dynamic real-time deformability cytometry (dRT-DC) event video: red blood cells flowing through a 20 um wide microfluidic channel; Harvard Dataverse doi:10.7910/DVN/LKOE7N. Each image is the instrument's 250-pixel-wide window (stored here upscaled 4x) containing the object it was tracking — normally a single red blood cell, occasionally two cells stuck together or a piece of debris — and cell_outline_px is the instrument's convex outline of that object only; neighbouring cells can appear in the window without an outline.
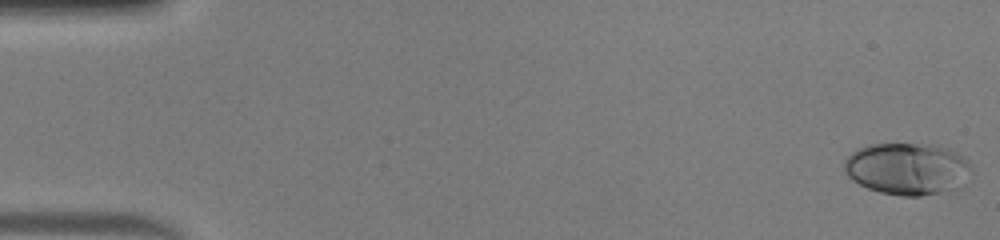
{"species": "human", "species_latin": "Homo sapiens", "temperature_condition": "warm", "stored_images_in_passage": 49, "camera_frame_rate_fps": 3000, "um_per_image_px": 0.085, "donor": {"sex": "male"}, "frame": {"image": 1, "passage_image": 1, "time_ms": 0.0, "image_size_px": [1000, 240], "cell_outline_px": [[972, 172], [944, 188], [936, 192], [920, 196], [900, 196], [880, 192], [868, 188], [852, 180], [848, 176], [844, 168], [844, 160], [856, 148], [868, 144], [932, 144], [956, 152], [964, 156], [968, 160], [972, 168]], "centroid_in_image_um": [77.0, 14.3], "position_along_channel_um": 8.0, "area_um2": 37.57}}
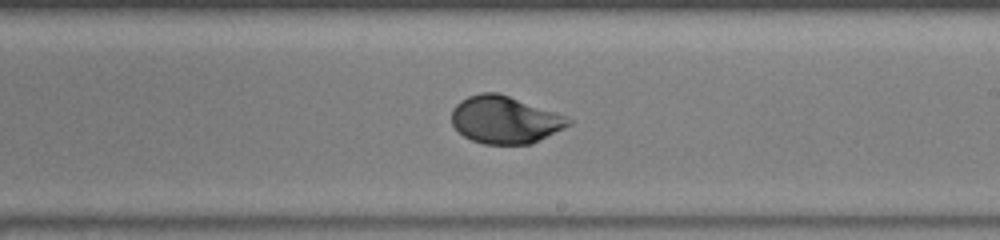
{"frame": {"image": 2, "passage_image": 29, "time_ms": 9.333, "image_size_px": [1000, 240], "cell_outline_px": [[576, 120], [572, 124], [532, 144], [484, 144], [472, 140], [464, 136], [452, 124], [452, 108], [460, 100], [468, 96], [480, 92], [496, 92], [508, 96]], "centroid_in_image_um": [42.91, 10.19], "position_along_channel_um": 246.1, "area_um2": 32.08}}
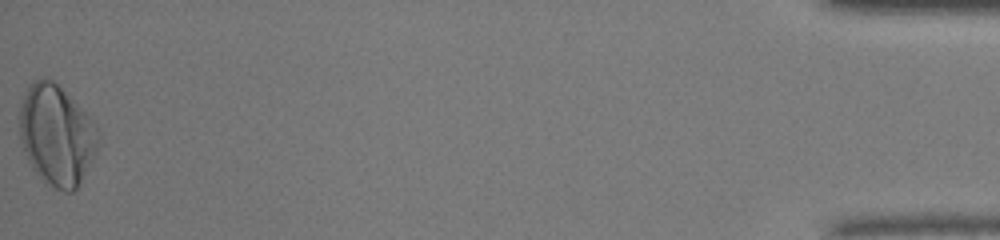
{"frame": {"image": 3, "passage_image": 49, "time_ms": 16.0, "image_size_px": [1000, 240], "cell_outline_px": [[100, 144], [96, 152], [76, 188], [72, 192], [64, 192], [56, 188], [44, 180], [32, 168], [20, 144], [20, 108], [28, 84], [32, 80], [44, 76], [52, 80], [96, 124], [100, 132]], "centroid_in_image_um": [4.8, 11.47], "position_along_channel_um": 430.4, "area_um2": 45.66}, "authors_computed_cell_mechanics": {"area_um2": 33.6974, "velocity_mm_per_s": 4.2394, "shape_relaxation_time_tau1_ms": 3.7192, "shape_relaxation_time_tau2_ms": null, "deformation_change_tau1": 0.1806, "deformation_change_tau2": null}}